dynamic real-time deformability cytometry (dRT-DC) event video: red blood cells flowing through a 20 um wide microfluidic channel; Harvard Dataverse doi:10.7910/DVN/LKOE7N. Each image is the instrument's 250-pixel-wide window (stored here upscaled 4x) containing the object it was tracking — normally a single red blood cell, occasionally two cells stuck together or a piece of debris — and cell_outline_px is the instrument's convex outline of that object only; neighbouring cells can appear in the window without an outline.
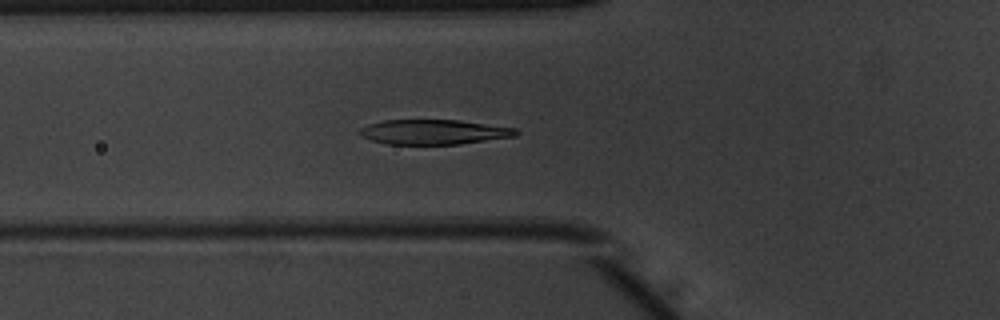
{"species": "common noctule bat (a hibernating species)", "species_latin": "Nyctalus noctula", "temperature_condition": "warm", "stored_images_in_passage": 54, "camera_frame_rate_fps": 3000, "um_per_image_px": 0.085, "animal": {"sex": "male", "body_mass_g": 20.1, "forearm_length_mm": 53.5}, "frame": {"image": 1, "passage_image": 20, "time_ms": 6.333, "image_size_px": [1000, 320], "cell_outline_px": [[520, 132], [516, 136], [460, 144], [388, 144], [372, 140], [360, 136], [360, 128], [368, 124], [384, 120], [460, 120], [516, 128]], "centroid_in_image_um": [36.89, 11.21], "position_along_channel_um": 88.9, "area_um2": 22.6}}
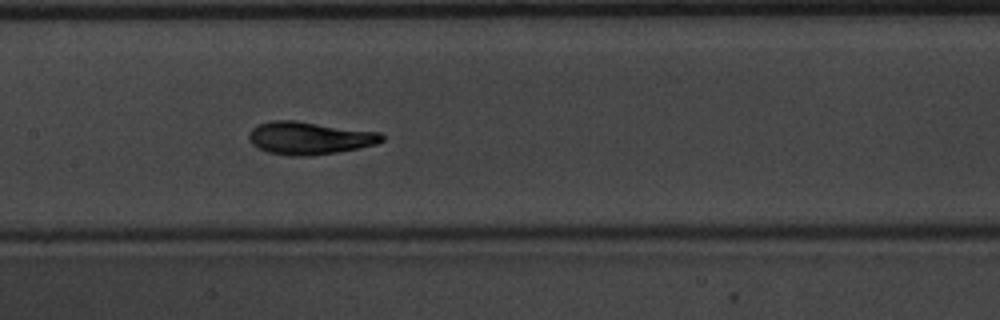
{"frame": {"image": 2, "passage_image": 27, "time_ms": 8.667, "image_size_px": [1000, 320], "cell_outline_px": [[384, 140], [376, 144], [336, 152], [308, 156], [288, 156], [268, 152], [252, 144], [248, 140], [248, 132], [252, 128], [260, 124], [272, 120], [296, 120], [380, 132], [384, 136]], "centroid_in_image_um": [26.28, 11.72], "position_along_channel_um": 181.1, "area_um2": 25.37}}
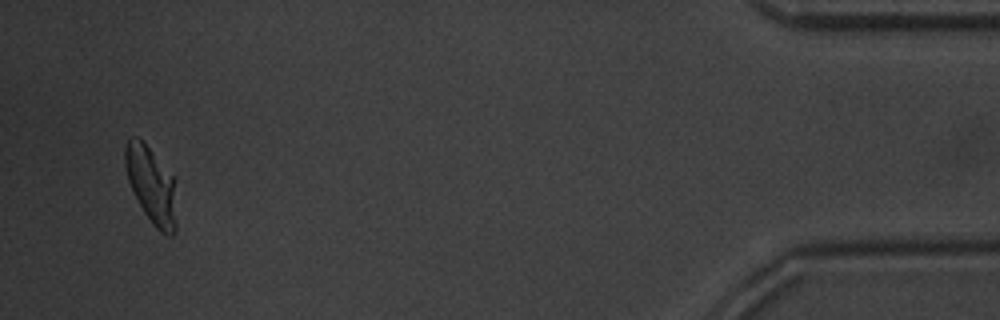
{"frame": {"image": 3, "passage_image": 51, "time_ms": 16.667, "image_size_px": [1000, 320], "cell_outline_px": [[176, 232], [172, 236], [164, 236], [152, 224], [144, 212], [132, 192], [128, 180], [124, 164], [124, 148], [128, 140], [132, 136], [136, 136], [152, 152], [176, 180]], "centroid_in_image_um": [12.88, 15.8], "position_along_channel_um": 422.3, "area_um2": 23.29}, "authors_computed_cell_mechanics": {"area_um2": 23.3801, "velocity_mm_per_s": 3.9125, "shape_relaxation_time_tau1_ms": 2.3137, "shape_relaxation_time_tau2_ms": 1.2063, "deformation_change_tau1": 0.1829, "deformation_change_tau2": 0.0601}}